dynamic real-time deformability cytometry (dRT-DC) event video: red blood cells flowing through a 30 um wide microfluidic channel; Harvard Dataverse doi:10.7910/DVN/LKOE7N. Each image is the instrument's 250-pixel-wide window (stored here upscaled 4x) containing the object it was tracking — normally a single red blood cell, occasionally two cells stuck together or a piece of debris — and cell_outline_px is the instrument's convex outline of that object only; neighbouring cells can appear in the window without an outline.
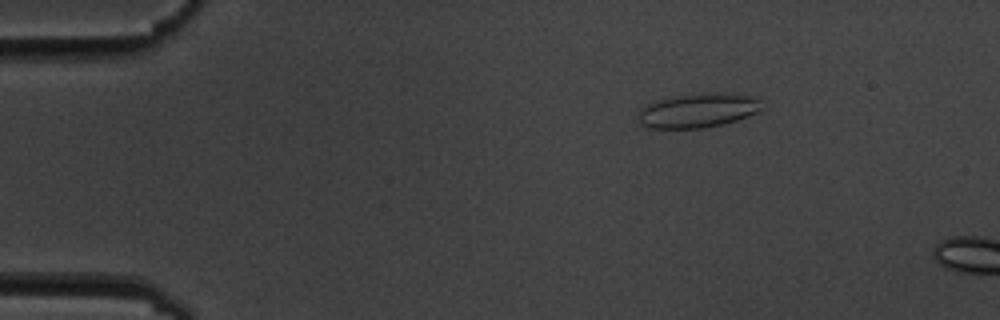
{"species": "common noctule bat (a hibernating species)", "species_latin": "Nyctalus noctula", "temperature_condition": "cold", "stored_images_in_passage": 4, "camera_frame_rate_fps": 3000, "um_per_image_px": 0.085, "animal": {"sex": "male", "body_mass_g": 19.5, "forearm_length_mm": 54.6}, "frame": {"image": 1, "passage_image": 3, "time_ms": 2.333, "image_size_px": [1000, 320], "cell_outline_px": [[760, 108], [756, 112], [748, 116], [736, 120], [720, 124], [700, 128], [652, 128], [640, 124], [640, 108], [652, 100], [672, 96], [700, 92], [736, 92], [748, 96], [756, 100]], "centroid_in_image_um": [59.26, 9.35], "position_along_channel_um": 25.7, "area_um2": 24.68}}